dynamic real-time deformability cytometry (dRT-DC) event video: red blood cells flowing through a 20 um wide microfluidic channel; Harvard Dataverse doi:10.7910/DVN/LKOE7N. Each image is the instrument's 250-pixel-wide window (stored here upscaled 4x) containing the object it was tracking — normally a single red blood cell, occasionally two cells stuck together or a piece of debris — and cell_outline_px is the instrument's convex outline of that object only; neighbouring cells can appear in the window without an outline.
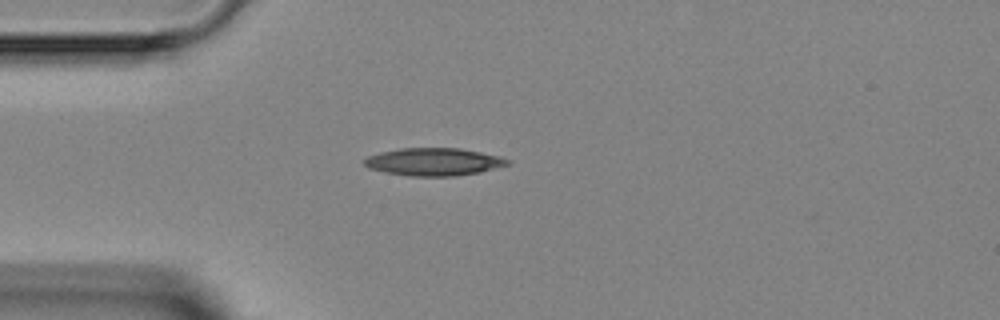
{"species": "Egyptian fruit bat (a non-hibernating species)", "species_latin": "Rousettus aegyptiacus", "temperature_condition": "room temperature", "stored_images_in_passage": 1, "camera_frame_rate_fps": 3000, "um_per_image_px": 0.085, "animal": {"sex": "female"}, "frame": {"image": 1, "passage_image": 1, "time_ms": 0.0, "image_size_px": [1000, 320], "cell_outline_px": [[512, 164], [480, 172], [456, 176], [408, 176], [384, 172], [368, 168], [364, 164], [364, 160], [368, 156], [380, 152], [400, 148], [460, 148], [500, 156], [508, 160]], "centroid_in_image_um": [36.87, 13.76], "position_along_channel_um": 48.1, "area_um2": 23.18}}